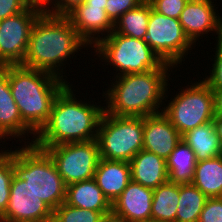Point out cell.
<instances>
[{"mask_svg": "<svg viewBox=\"0 0 222 222\" xmlns=\"http://www.w3.org/2000/svg\"><path fill=\"white\" fill-rule=\"evenodd\" d=\"M86 47L90 48L66 16L41 14L32 27L27 51L20 65L48 72L66 81L62 66L69 64L65 61L70 60L71 55L72 58L77 57L75 52Z\"/></svg>", "mask_w": 222, "mask_h": 222, "instance_id": "6da1fadb", "label": "cell"}, {"mask_svg": "<svg viewBox=\"0 0 222 222\" xmlns=\"http://www.w3.org/2000/svg\"><path fill=\"white\" fill-rule=\"evenodd\" d=\"M174 67L165 63L160 69L145 73L120 75L102 95L104 112L113 116L144 117L162 112L170 86L169 76ZM171 70V72H170ZM170 72V73H168ZM166 97V98H165ZM164 100V101H163Z\"/></svg>", "mask_w": 222, "mask_h": 222, "instance_id": "7a4b0ae2", "label": "cell"}, {"mask_svg": "<svg viewBox=\"0 0 222 222\" xmlns=\"http://www.w3.org/2000/svg\"><path fill=\"white\" fill-rule=\"evenodd\" d=\"M71 88L73 85L67 84L56 96L47 123L36 134L33 142L36 147L97 139L104 106L94 104L93 100L92 103L78 99L74 94L76 90Z\"/></svg>", "mask_w": 222, "mask_h": 222, "instance_id": "3957f363", "label": "cell"}, {"mask_svg": "<svg viewBox=\"0 0 222 222\" xmlns=\"http://www.w3.org/2000/svg\"><path fill=\"white\" fill-rule=\"evenodd\" d=\"M8 81L22 120L37 134L47 123L53 102L70 84L48 72L8 65Z\"/></svg>", "mask_w": 222, "mask_h": 222, "instance_id": "277c9868", "label": "cell"}, {"mask_svg": "<svg viewBox=\"0 0 222 222\" xmlns=\"http://www.w3.org/2000/svg\"><path fill=\"white\" fill-rule=\"evenodd\" d=\"M14 148L15 174L54 211L65 202L66 185L52 158L34 144H23L22 147Z\"/></svg>", "mask_w": 222, "mask_h": 222, "instance_id": "5b68a950", "label": "cell"}, {"mask_svg": "<svg viewBox=\"0 0 222 222\" xmlns=\"http://www.w3.org/2000/svg\"><path fill=\"white\" fill-rule=\"evenodd\" d=\"M99 61L116 70L114 77L126 74L145 73L160 69L165 63L149 47L145 40L128 37L112 31L93 47Z\"/></svg>", "mask_w": 222, "mask_h": 222, "instance_id": "8992f818", "label": "cell"}, {"mask_svg": "<svg viewBox=\"0 0 222 222\" xmlns=\"http://www.w3.org/2000/svg\"><path fill=\"white\" fill-rule=\"evenodd\" d=\"M191 82L184 89L178 88L181 91L170 97L171 101L168 100L167 105L164 103L162 109L163 114L181 135L212 122L215 116L212 89L204 80Z\"/></svg>", "mask_w": 222, "mask_h": 222, "instance_id": "52a82bcc", "label": "cell"}, {"mask_svg": "<svg viewBox=\"0 0 222 222\" xmlns=\"http://www.w3.org/2000/svg\"><path fill=\"white\" fill-rule=\"evenodd\" d=\"M143 131L144 117L103 112L97 132L100 158L130 162L143 149Z\"/></svg>", "mask_w": 222, "mask_h": 222, "instance_id": "ba28073f", "label": "cell"}, {"mask_svg": "<svg viewBox=\"0 0 222 222\" xmlns=\"http://www.w3.org/2000/svg\"><path fill=\"white\" fill-rule=\"evenodd\" d=\"M145 41L164 63L182 65L195 46L184 33L179 19L150 10ZM189 51V52H188Z\"/></svg>", "mask_w": 222, "mask_h": 222, "instance_id": "9c48e42d", "label": "cell"}, {"mask_svg": "<svg viewBox=\"0 0 222 222\" xmlns=\"http://www.w3.org/2000/svg\"><path fill=\"white\" fill-rule=\"evenodd\" d=\"M38 148L52 158L66 186L94 178L100 160L97 139Z\"/></svg>", "mask_w": 222, "mask_h": 222, "instance_id": "30bf717a", "label": "cell"}, {"mask_svg": "<svg viewBox=\"0 0 222 222\" xmlns=\"http://www.w3.org/2000/svg\"><path fill=\"white\" fill-rule=\"evenodd\" d=\"M41 14L36 9L27 8L0 20V67L23 62L32 27Z\"/></svg>", "mask_w": 222, "mask_h": 222, "instance_id": "8fae6325", "label": "cell"}, {"mask_svg": "<svg viewBox=\"0 0 222 222\" xmlns=\"http://www.w3.org/2000/svg\"><path fill=\"white\" fill-rule=\"evenodd\" d=\"M53 210L14 174L10 183V198L0 222H50Z\"/></svg>", "mask_w": 222, "mask_h": 222, "instance_id": "7c38bea8", "label": "cell"}, {"mask_svg": "<svg viewBox=\"0 0 222 222\" xmlns=\"http://www.w3.org/2000/svg\"><path fill=\"white\" fill-rule=\"evenodd\" d=\"M106 2L107 0H86L66 16L91 48L114 29V23L105 11Z\"/></svg>", "mask_w": 222, "mask_h": 222, "instance_id": "4fadbf2b", "label": "cell"}, {"mask_svg": "<svg viewBox=\"0 0 222 222\" xmlns=\"http://www.w3.org/2000/svg\"><path fill=\"white\" fill-rule=\"evenodd\" d=\"M214 0H189L180 14L179 22L184 33L195 45L208 32L218 35L216 42L222 41V17ZM216 7V8H215ZM217 12V13H216ZM201 36V37H200Z\"/></svg>", "mask_w": 222, "mask_h": 222, "instance_id": "5bb4252c", "label": "cell"}, {"mask_svg": "<svg viewBox=\"0 0 222 222\" xmlns=\"http://www.w3.org/2000/svg\"><path fill=\"white\" fill-rule=\"evenodd\" d=\"M28 133H30V136L33 134V140L30 142H26V140H30ZM26 135L28 139H26ZM10 137H14V140L19 139L16 141H20L21 144L22 142L33 144L36 133L22 120L9 86L8 65H5L0 67V143H5V141L11 139Z\"/></svg>", "mask_w": 222, "mask_h": 222, "instance_id": "9a60e30c", "label": "cell"}, {"mask_svg": "<svg viewBox=\"0 0 222 222\" xmlns=\"http://www.w3.org/2000/svg\"><path fill=\"white\" fill-rule=\"evenodd\" d=\"M182 135L163 112L144 116L143 149L167 159Z\"/></svg>", "mask_w": 222, "mask_h": 222, "instance_id": "2e32d148", "label": "cell"}, {"mask_svg": "<svg viewBox=\"0 0 222 222\" xmlns=\"http://www.w3.org/2000/svg\"><path fill=\"white\" fill-rule=\"evenodd\" d=\"M153 189L131 180L126 189L112 204V210L129 222L151 220Z\"/></svg>", "mask_w": 222, "mask_h": 222, "instance_id": "e0dca14e", "label": "cell"}, {"mask_svg": "<svg viewBox=\"0 0 222 222\" xmlns=\"http://www.w3.org/2000/svg\"><path fill=\"white\" fill-rule=\"evenodd\" d=\"M94 179L104 196L113 204L131 181V168L127 161L100 158Z\"/></svg>", "mask_w": 222, "mask_h": 222, "instance_id": "ac0fdd59", "label": "cell"}, {"mask_svg": "<svg viewBox=\"0 0 222 222\" xmlns=\"http://www.w3.org/2000/svg\"><path fill=\"white\" fill-rule=\"evenodd\" d=\"M131 180L151 189L169 180L166 159L144 149L129 162Z\"/></svg>", "mask_w": 222, "mask_h": 222, "instance_id": "d6986e66", "label": "cell"}, {"mask_svg": "<svg viewBox=\"0 0 222 222\" xmlns=\"http://www.w3.org/2000/svg\"><path fill=\"white\" fill-rule=\"evenodd\" d=\"M65 203L72 207L99 211L103 215L112 210V204L94 178L67 185Z\"/></svg>", "mask_w": 222, "mask_h": 222, "instance_id": "ffe728a7", "label": "cell"}, {"mask_svg": "<svg viewBox=\"0 0 222 222\" xmlns=\"http://www.w3.org/2000/svg\"><path fill=\"white\" fill-rule=\"evenodd\" d=\"M182 140L195 153L196 161L222 155V147L213 122L200 125L182 135Z\"/></svg>", "mask_w": 222, "mask_h": 222, "instance_id": "44dd1931", "label": "cell"}, {"mask_svg": "<svg viewBox=\"0 0 222 222\" xmlns=\"http://www.w3.org/2000/svg\"><path fill=\"white\" fill-rule=\"evenodd\" d=\"M191 183L208 198L222 197V155L198 161Z\"/></svg>", "mask_w": 222, "mask_h": 222, "instance_id": "7402d4cb", "label": "cell"}, {"mask_svg": "<svg viewBox=\"0 0 222 222\" xmlns=\"http://www.w3.org/2000/svg\"><path fill=\"white\" fill-rule=\"evenodd\" d=\"M166 163L170 182H192L197 161L195 153L182 139L166 159Z\"/></svg>", "mask_w": 222, "mask_h": 222, "instance_id": "603a6c76", "label": "cell"}, {"mask_svg": "<svg viewBox=\"0 0 222 222\" xmlns=\"http://www.w3.org/2000/svg\"><path fill=\"white\" fill-rule=\"evenodd\" d=\"M180 184L169 180L153 189L151 220L175 222Z\"/></svg>", "mask_w": 222, "mask_h": 222, "instance_id": "cb8c5ba5", "label": "cell"}, {"mask_svg": "<svg viewBox=\"0 0 222 222\" xmlns=\"http://www.w3.org/2000/svg\"><path fill=\"white\" fill-rule=\"evenodd\" d=\"M151 3L144 0L136 8L127 11L114 22L113 31L128 37L145 40Z\"/></svg>", "mask_w": 222, "mask_h": 222, "instance_id": "d4e9b609", "label": "cell"}, {"mask_svg": "<svg viewBox=\"0 0 222 222\" xmlns=\"http://www.w3.org/2000/svg\"><path fill=\"white\" fill-rule=\"evenodd\" d=\"M207 198L193 183L180 184L175 222H198Z\"/></svg>", "mask_w": 222, "mask_h": 222, "instance_id": "484cf974", "label": "cell"}, {"mask_svg": "<svg viewBox=\"0 0 222 222\" xmlns=\"http://www.w3.org/2000/svg\"><path fill=\"white\" fill-rule=\"evenodd\" d=\"M15 174L13 150H0V218L4 215L10 198V183Z\"/></svg>", "mask_w": 222, "mask_h": 222, "instance_id": "4316f807", "label": "cell"}, {"mask_svg": "<svg viewBox=\"0 0 222 222\" xmlns=\"http://www.w3.org/2000/svg\"><path fill=\"white\" fill-rule=\"evenodd\" d=\"M103 214L78 207H72L65 202L53 211V222H100Z\"/></svg>", "mask_w": 222, "mask_h": 222, "instance_id": "83f0119b", "label": "cell"}, {"mask_svg": "<svg viewBox=\"0 0 222 222\" xmlns=\"http://www.w3.org/2000/svg\"><path fill=\"white\" fill-rule=\"evenodd\" d=\"M216 49L214 58L212 57L211 60H214L212 64V70L209 71V76L206 78L204 77L203 80L209 85L211 89H222V41L217 42L215 45Z\"/></svg>", "mask_w": 222, "mask_h": 222, "instance_id": "f1b7e54d", "label": "cell"}, {"mask_svg": "<svg viewBox=\"0 0 222 222\" xmlns=\"http://www.w3.org/2000/svg\"><path fill=\"white\" fill-rule=\"evenodd\" d=\"M152 8L164 16L179 19L189 0H148Z\"/></svg>", "mask_w": 222, "mask_h": 222, "instance_id": "f546056e", "label": "cell"}, {"mask_svg": "<svg viewBox=\"0 0 222 222\" xmlns=\"http://www.w3.org/2000/svg\"><path fill=\"white\" fill-rule=\"evenodd\" d=\"M144 0H107L105 11L110 20L114 23L127 11L136 8Z\"/></svg>", "mask_w": 222, "mask_h": 222, "instance_id": "4dcf8cb0", "label": "cell"}, {"mask_svg": "<svg viewBox=\"0 0 222 222\" xmlns=\"http://www.w3.org/2000/svg\"><path fill=\"white\" fill-rule=\"evenodd\" d=\"M198 222H222V197L207 198Z\"/></svg>", "mask_w": 222, "mask_h": 222, "instance_id": "1f68e13d", "label": "cell"}, {"mask_svg": "<svg viewBox=\"0 0 222 222\" xmlns=\"http://www.w3.org/2000/svg\"><path fill=\"white\" fill-rule=\"evenodd\" d=\"M27 8L23 0H0V20L17 15Z\"/></svg>", "mask_w": 222, "mask_h": 222, "instance_id": "d6a6232c", "label": "cell"}, {"mask_svg": "<svg viewBox=\"0 0 222 222\" xmlns=\"http://www.w3.org/2000/svg\"><path fill=\"white\" fill-rule=\"evenodd\" d=\"M85 2L86 0H56L54 15L67 16L72 10Z\"/></svg>", "mask_w": 222, "mask_h": 222, "instance_id": "836d02e7", "label": "cell"}, {"mask_svg": "<svg viewBox=\"0 0 222 222\" xmlns=\"http://www.w3.org/2000/svg\"><path fill=\"white\" fill-rule=\"evenodd\" d=\"M23 1L28 8L36 9L42 14L49 13L54 15V6L56 4V0H23Z\"/></svg>", "mask_w": 222, "mask_h": 222, "instance_id": "e575fe53", "label": "cell"}, {"mask_svg": "<svg viewBox=\"0 0 222 222\" xmlns=\"http://www.w3.org/2000/svg\"><path fill=\"white\" fill-rule=\"evenodd\" d=\"M214 94L215 116L222 117V89H212Z\"/></svg>", "mask_w": 222, "mask_h": 222, "instance_id": "d590c367", "label": "cell"}, {"mask_svg": "<svg viewBox=\"0 0 222 222\" xmlns=\"http://www.w3.org/2000/svg\"><path fill=\"white\" fill-rule=\"evenodd\" d=\"M100 222H129L126 218L116 214L113 210L104 214Z\"/></svg>", "mask_w": 222, "mask_h": 222, "instance_id": "8d00e7d4", "label": "cell"}, {"mask_svg": "<svg viewBox=\"0 0 222 222\" xmlns=\"http://www.w3.org/2000/svg\"><path fill=\"white\" fill-rule=\"evenodd\" d=\"M213 124L215 127V132L217 133V136L219 137L221 147H222V117L221 116H214Z\"/></svg>", "mask_w": 222, "mask_h": 222, "instance_id": "74e56055", "label": "cell"}, {"mask_svg": "<svg viewBox=\"0 0 222 222\" xmlns=\"http://www.w3.org/2000/svg\"><path fill=\"white\" fill-rule=\"evenodd\" d=\"M148 222H163V221H157V220H150Z\"/></svg>", "mask_w": 222, "mask_h": 222, "instance_id": "f35d334b", "label": "cell"}]
</instances>
